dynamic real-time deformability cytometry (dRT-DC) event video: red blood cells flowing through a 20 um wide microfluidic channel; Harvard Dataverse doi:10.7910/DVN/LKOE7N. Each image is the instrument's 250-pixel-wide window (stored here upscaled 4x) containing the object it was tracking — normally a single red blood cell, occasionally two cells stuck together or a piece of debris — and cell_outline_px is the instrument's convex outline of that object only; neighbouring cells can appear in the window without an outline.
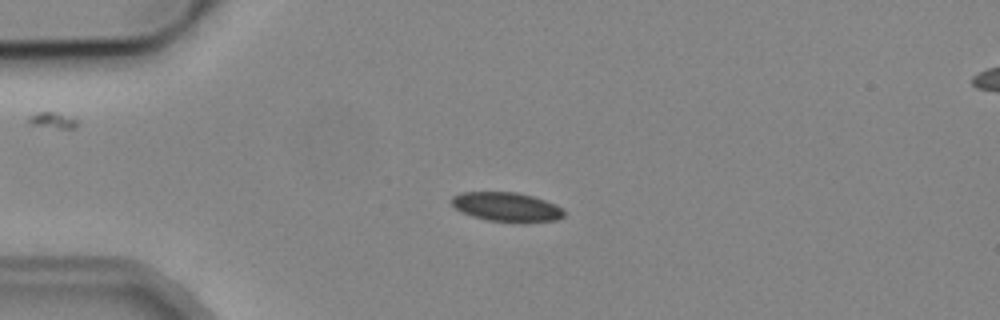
{"species": "common noctule bat (a hibernating species)", "species_latin": "Nyctalus noctula", "temperature_condition": "cold", "stored_images_in_passage": 10, "camera_frame_rate_fps": 3000, "um_per_image_px": 0.085, "animal": {"sex": "male", "body_mass_g": 19.2, "forearm_length_mm": 51.8}, "frame": {"image": 1, "passage_image": 4, "time_ms": 3.667, "image_size_px": [1000, 320], "cell_outline_px": [[564, 216], [556, 220], [488, 220], [472, 216], [460, 212], [452, 204], [452, 196], [460, 192], [516, 192], [532, 196], [544, 200], [560, 208], [564, 212]], "centroid_in_image_um": [42.97, 17.55], "position_along_channel_um": 42.0, "area_um2": 18.32}}
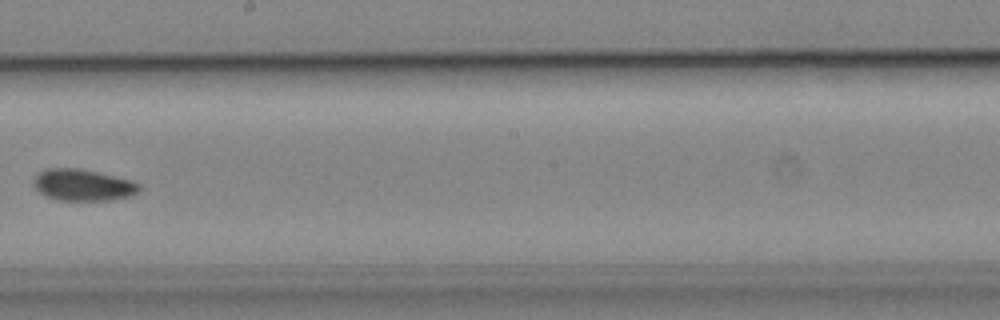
{"frame": {"image": 2, "passage_image": 9, "time_ms": 9.667, "image_size_px": [1000, 320], "cell_outline_px": [[140, 188], [136, 192], [128, 196], [108, 200], [56, 200], [40, 192], [32, 184], [32, 180], [40, 172], [48, 168], [80, 168], [132, 180], [140, 184]], "centroid_in_image_um": [7.03, 15.71], "position_along_channel_um": 241.2, "area_um2": 19.25}}
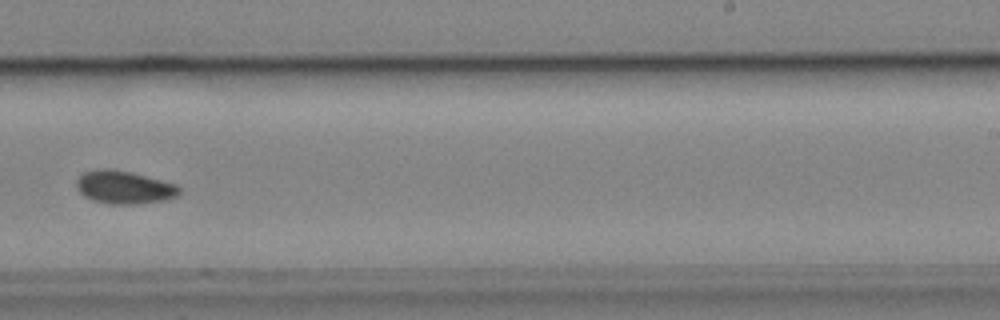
{"frame": {"image": 3, "passage_image": 10, "time_ms": 10.667, "image_size_px": [1000, 320], "cell_outline_px": [[180, 192], [176, 196], [168, 200], [136, 204], [108, 204], [92, 200], [84, 196], [76, 188], [76, 180], [84, 172], [104, 168], [112, 168], [132, 172], [176, 184], [180, 188]], "centroid_in_image_um": [10.55, 15.92], "position_along_channel_um": 278.4, "area_um2": 19.94}}